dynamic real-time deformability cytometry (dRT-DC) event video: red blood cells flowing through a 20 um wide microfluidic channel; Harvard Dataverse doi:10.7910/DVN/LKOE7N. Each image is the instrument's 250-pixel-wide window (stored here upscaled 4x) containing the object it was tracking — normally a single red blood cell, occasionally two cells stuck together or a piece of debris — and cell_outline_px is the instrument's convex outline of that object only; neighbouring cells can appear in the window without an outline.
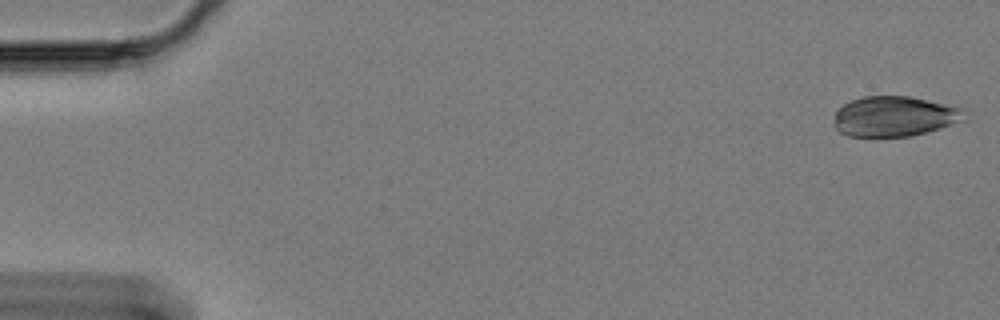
{"species": "Egyptian fruit bat (a non-hibernating species)", "species_latin": "Rousettus aegyptiacus", "temperature_condition": "cold", "stored_images_in_passage": 51, "camera_frame_rate_fps": 3000, "um_per_image_px": 0.085, "animal": {"sex": "female"}, "frame": {"image": 1, "passage_image": 1, "time_ms": 0.0, "image_size_px": [1000, 320], "cell_outline_px": [[968, 108], [964, 120], [928, 132], [912, 136], [872, 140], [848, 136], [840, 132], [836, 128], [836, 112], [844, 104], [852, 100], [864, 96], [908, 96]], "centroid_in_image_um": [76.07, 9.93], "position_along_channel_um": 8.9, "area_um2": 31.5}}
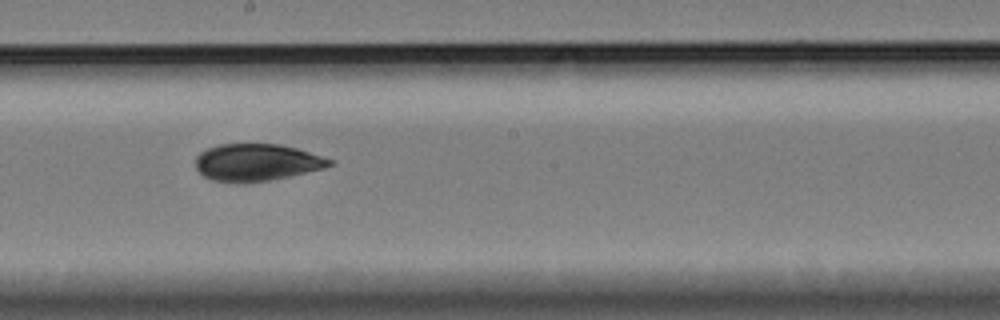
{"frame": {"image": 2, "passage_image": 33, "time_ms": 10.667, "image_size_px": [1000, 320], "cell_outline_px": [[336, 160], [332, 164], [324, 168], [288, 176], [268, 180], [212, 180], [204, 176], [196, 168], [196, 156], [200, 152], [208, 148], [220, 144], [280, 144], [296, 148]], "centroid_in_image_um": [21.85, 13.76], "position_along_channel_um": 226.4, "area_um2": 28.21}}
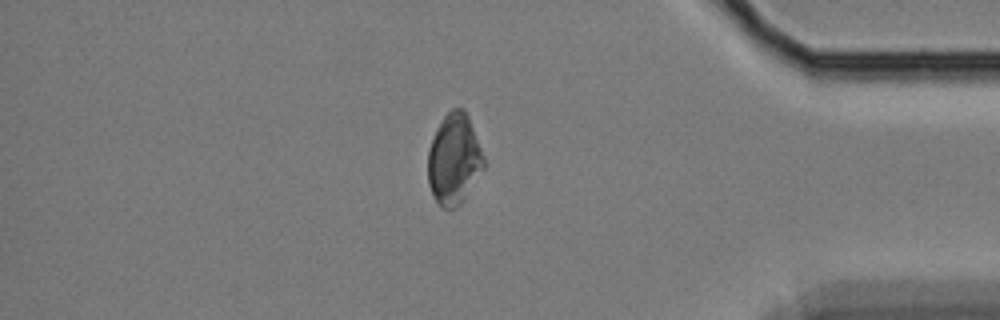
{"frame": {"image": 3, "passage_image": 51, "time_ms": 16.667, "image_size_px": [1000, 320], "cell_outline_px": [[488, 164], [460, 204], [456, 208], [444, 208], [436, 200], [428, 184], [428, 148], [436, 128], [444, 116], [452, 108], [464, 108], [468, 116]], "centroid_in_image_um": [38.62, 13.52], "position_along_channel_um": 396.6, "area_um2": 29.77}}